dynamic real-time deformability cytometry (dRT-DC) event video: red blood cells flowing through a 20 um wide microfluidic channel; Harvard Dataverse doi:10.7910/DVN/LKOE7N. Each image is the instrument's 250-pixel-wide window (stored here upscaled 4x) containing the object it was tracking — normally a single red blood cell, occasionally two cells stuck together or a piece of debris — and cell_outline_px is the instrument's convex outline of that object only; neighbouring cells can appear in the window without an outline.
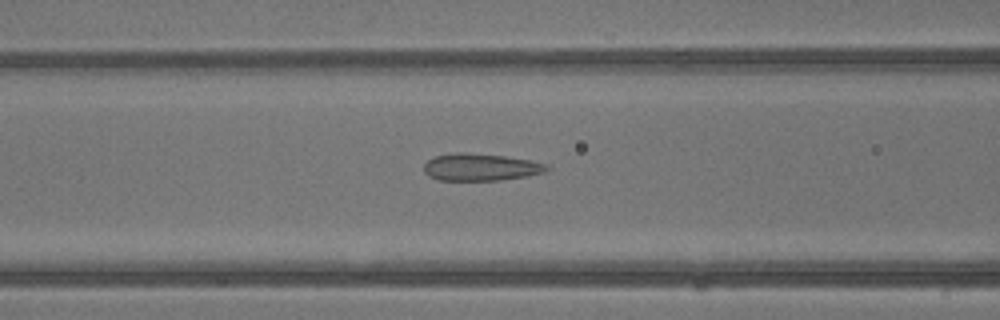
{"species": "common noctule bat (a hibernating species)", "species_latin": "Nyctalus noctula", "temperature_condition": "warm", "stored_images_in_passage": 6, "camera_frame_rate_fps": 3000, "um_per_image_px": 0.085, "animal": {"sex": "male", "body_mass_g": 13.3}, "frame": {"image": 1, "passage_image": 5, "time_ms": 1.333, "image_size_px": [1000, 320], "cell_outline_px": [[548, 168], [544, 172], [528, 176], [500, 180], [440, 180], [428, 176], [424, 172], [424, 164], [428, 160], [436, 156], [452, 152], [464, 152], [504, 156], [532, 160], [548, 164]], "centroid_in_image_um": [40.85, 14.2], "position_along_channel_um": 125.8, "area_um2": 19.54}}